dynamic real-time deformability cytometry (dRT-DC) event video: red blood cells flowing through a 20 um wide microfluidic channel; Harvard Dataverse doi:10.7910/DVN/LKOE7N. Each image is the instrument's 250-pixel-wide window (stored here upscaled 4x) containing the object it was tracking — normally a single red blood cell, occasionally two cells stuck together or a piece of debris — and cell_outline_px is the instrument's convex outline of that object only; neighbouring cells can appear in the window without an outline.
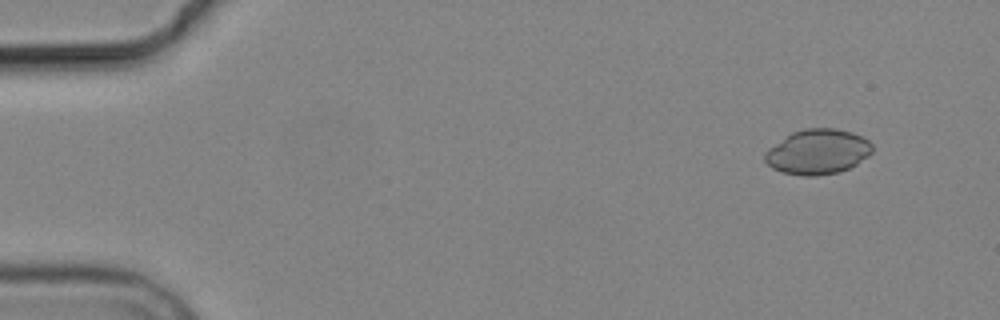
{"species": "common noctule bat (a hibernating species)", "species_latin": "Nyctalus noctula", "temperature_condition": "cold", "stored_images_in_passage": 9, "camera_frame_rate_fps": 3000, "um_per_image_px": 0.085, "animal": {"sex": "male", "body_mass_g": 19.2, "forearm_length_mm": 51.8}, "frame": {"image": 1, "passage_image": 1, "time_ms": 0.0, "image_size_px": [1000, 320], "cell_outline_px": [[872, 152], [868, 156], [856, 164], [840, 172], [816, 176], [804, 176], [780, 172], [772, 168], [764, 160], [764, 152], [768, 148], [792, 132], [804, 128], [836, 128], [852, 132], [864, 136], [872, 144]], "centroid_in_image_um": [69.5, 12.9], "position_along_channel_um": 15.5, "area_um2": 28.44}}